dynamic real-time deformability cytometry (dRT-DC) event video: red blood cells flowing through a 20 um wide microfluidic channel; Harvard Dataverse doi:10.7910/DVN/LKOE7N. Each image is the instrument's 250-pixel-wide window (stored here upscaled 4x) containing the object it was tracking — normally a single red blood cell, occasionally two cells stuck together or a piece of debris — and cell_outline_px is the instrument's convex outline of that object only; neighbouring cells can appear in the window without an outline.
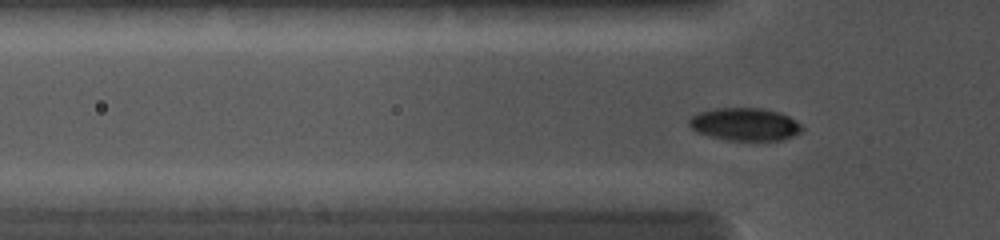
{"species": "common noctule bat (a hibernating species)", "species_latin": "Nyctalus noctula", "temperature_condition": "cold", "stored_images_in_passage": 69, "camera_frame_rate_fps": 5000, "um_per_image_px": 0.085, "animal": {"sex": "female", "body_mass_g": 19.0, "forearm_length_mm": 56.7}, "frame": {"image": 1, "passage_image": 26, "time_ms": 4.2, "image_size_px": [1000, 240], "cell_outline_px": [[804, 128], [800, 132], [792, 136], [780, 140], [724, 140], [696, 132], [688, 124], [688, 120], [692, 116], [700, 112], [716, 108], [760, 108], [780, 112], [788, 116], [800, 124]], "centroid_in_image_um": [63.3, 10.56], "position_along_channel_um": 62.5, "area_um2": 21.44}}
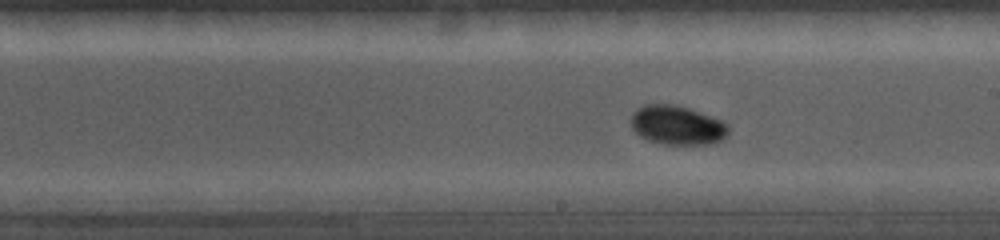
{"frame": {"image": 2, "passage_image": 50, "time_ms": 8.0, "image_size_px": [1000, 240], "cell_outline_px": [[728, 132], [720, 140], [704, 144], [664, 144], [648, 140], [640, 136], [632, 128], [632, 112], [636, 108], [644, 104], [672, 104], [688, 108], [720, 120], [728, 124]], "centroid_in_image_um": [57.51, 10.63], "position_along_channel_um": 231.5, "area_um2": 21.91}}
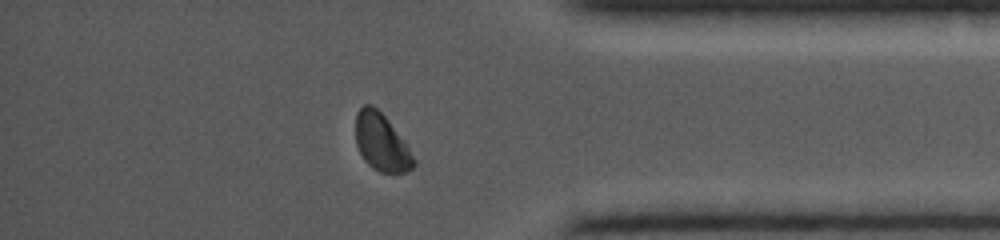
{"frame": {"image": 3, "passage_image": 68, "time_ms": 12.0, "image_size_px": [1000, 240], "cell_outline_px": [[416, 164], [412, 168], [404, 172], [380, 172], [372, 168], [364, 160], [356, 144], [356, 112], [364, 104], [372, 104], [384, 116], [404, 140], [416, 160]], "centroid_in_image_um": [32.42, 12.1], "position_along_channel_um": 402.8, "area_um2": 19.25}}